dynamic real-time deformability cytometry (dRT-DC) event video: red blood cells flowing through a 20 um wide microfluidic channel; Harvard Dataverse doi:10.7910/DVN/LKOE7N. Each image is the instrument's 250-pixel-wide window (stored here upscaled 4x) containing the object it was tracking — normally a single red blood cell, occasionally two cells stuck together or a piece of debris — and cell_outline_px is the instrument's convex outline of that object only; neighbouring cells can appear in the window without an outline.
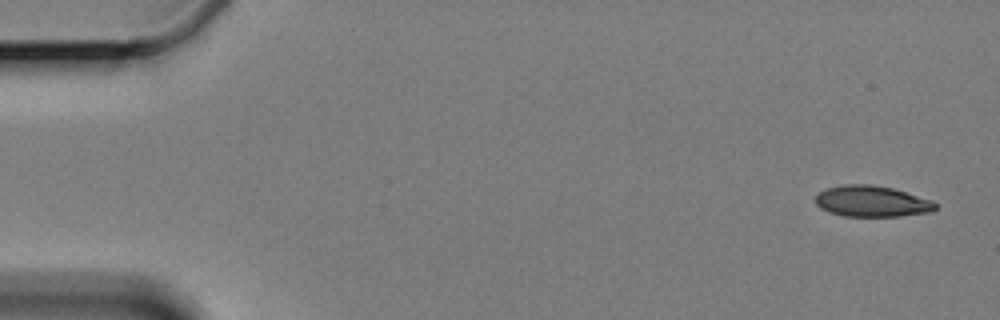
{"species": "Egyptian fruit bat (a non-hibernating species)", "species_latin": "Rousettus aegyptiacus", "temperature_condition": "cold", "stored_images_in_passage": 5, "camera_frame_rate_fps": 3000, "um_per_image_px": 0.085, "animal": {"sex": "female"}, "frame": {"image": 1, "passage_image": 1, "time_ms": 0.0, "image_size_px": [1000, 320], "cell_outline_px": [[936, 208], [932, 212], [900, 216], [844, 216], [828, 212], [820, 208], [816, 204], [816, 196], [820, 192], [828, 188], [844, 184], [872, 184], [892, 188], [932, 200], [936, 204]], "centroid_in_image_um": [74.11, 17.11], "position_along_channel_um": 10.9, "area_um2": 21.68}}